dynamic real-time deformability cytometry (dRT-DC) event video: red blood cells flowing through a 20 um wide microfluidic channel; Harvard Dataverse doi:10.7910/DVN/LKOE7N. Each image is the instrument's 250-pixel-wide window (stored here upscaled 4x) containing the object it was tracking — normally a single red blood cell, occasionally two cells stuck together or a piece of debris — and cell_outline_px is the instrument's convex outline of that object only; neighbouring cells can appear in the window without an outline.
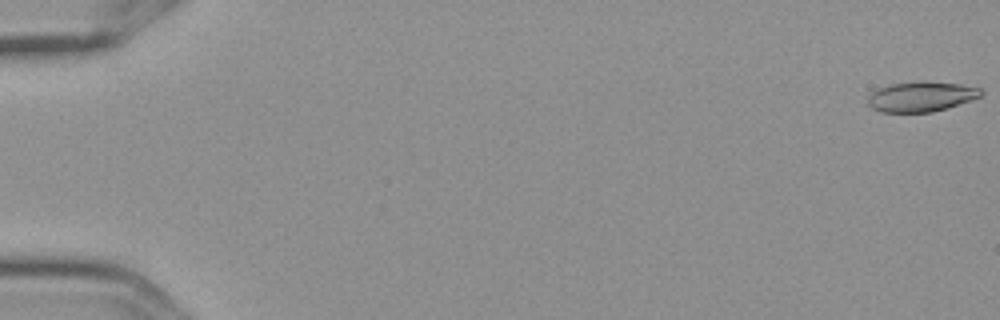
{"species": "Egyptian fruit bat (a non-hibernating species)", "species_latin": "Rousettus aegyptiacus", "temperature_condition": "cold", "stored_images_in_passage": 4, "camera_frame_rate_fps": 3000, "um_per_image_px": 0.085, "frame": {"image": 1, "passage_image": 1, "time_ms": 0.0, "image_size_px": [1000, 320], "cell_outline_px": [[984, 92], [980, 96], [972, 100], [932, 112], [880, 112], [872, 108], [868, 104], [868, 96], [872, 92], [888, 84], [920, 80], [924, 80], [960, 84], [980, 88]], "centroid_in_image_um": [78.29, 8.19], "position_along_channel_um": 6.7, "area_um2": 20.0}}